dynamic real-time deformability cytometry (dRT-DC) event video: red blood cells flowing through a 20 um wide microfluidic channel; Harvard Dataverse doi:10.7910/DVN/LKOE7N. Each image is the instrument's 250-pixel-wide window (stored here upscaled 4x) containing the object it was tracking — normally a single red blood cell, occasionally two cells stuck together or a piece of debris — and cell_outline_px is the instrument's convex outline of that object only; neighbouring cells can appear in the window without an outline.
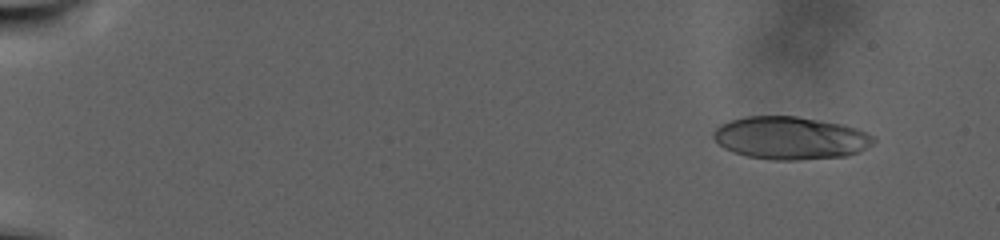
{"species": "human", "species_latin": "Homo sapiens", "temperature_condition": "warm", "stored_images_in_passage": 111, "camera_frame_rate_fps": 3000, "um_per_image_px": 0.085, "donor": {"sex": "male"}, "frame": {"image": 1, "passage_image": 11, "time_ms": 3.333, "image_size_px": [1000, 240], "cell_outline_px": [[876, 140], [872, 144], [860, 152], [848, 156], [796, 160], [772, 160], [748, 156], [732, 152], [724, 148], [712, 136], [712, 132], [720, 124], [728, 120], [744, 116], [796, 116], [820, 120], [840, 124], [856, 128], [876, 136]], "centroid_in_image_um": [67.18, 11.73], "position_along_channel_um": 17.8, "area_um2": 40.17}}
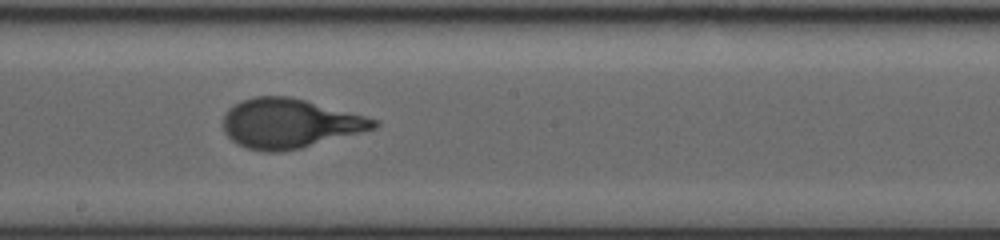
{"frame": {"image": 2, "passage_image": 67, "time_ms": 22.0, "image_size_px": [1000, 240], "cell_outline_px": [[380, 124], [376, 128], [300, 148], [280, 152], [264, 152], [248, 148], [232, 140], [224, 132], [224, 116], [228, 108], [244, 100], [256, 96], [288, 96], [304, 100], [380, 120]], "centroid_in_image_um": [24.61, 10.49], "position_along_channel_um": 223.6, "area_um2": 42.83}}
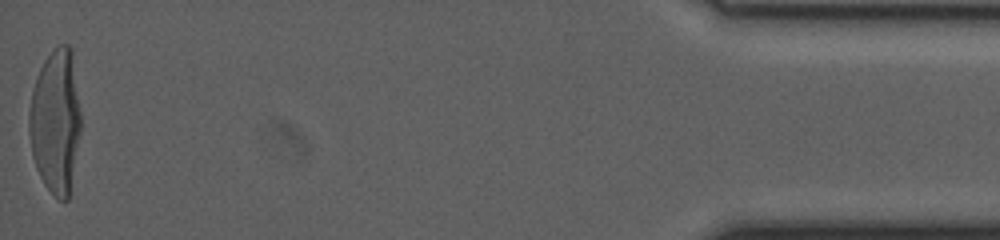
{"frame": {"image": 3, "passage_image": 111, "time_ms": 36.667, "image_size_px": [1000, 240], "cell_outline_px": [[80, 132], [68, 200], [56, 200], [44, 184], [36, 168], [32, 156], [28, 132], [28, 112], [32, 88], [36, 76], [44, 60], [56, 44], [68, 44], [72, 48], [80, 112]], "centroid_in_image_um": [4.7, 10.29], "position_along_channel_um": 430.5, "area_um2": 43.93}}